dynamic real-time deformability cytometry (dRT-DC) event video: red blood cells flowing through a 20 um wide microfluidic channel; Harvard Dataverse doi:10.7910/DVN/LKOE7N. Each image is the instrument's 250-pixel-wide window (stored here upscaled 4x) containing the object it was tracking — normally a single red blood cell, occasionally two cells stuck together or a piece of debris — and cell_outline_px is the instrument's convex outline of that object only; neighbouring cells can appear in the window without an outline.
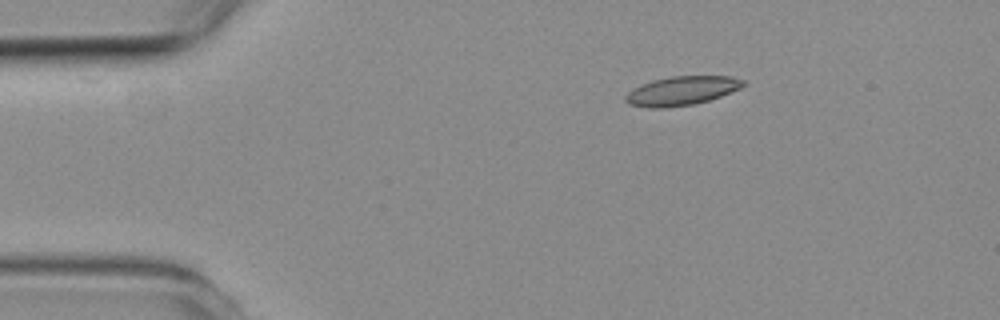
{"species": "common noctule bat (a hibernating species)", "species_latin": "Nyctalus noctula", "temperature_condition": "room temperature", "stored_images_in_passage": 7, "camera_frame_rate_fps": 3000, "um_per_image_px": 0.085, "animal": {"sex": "female", "body_mass_g": 19.3, "forearm_length_mm": 54.1}, "frame": {"image": 1, "passage_image": 1, "time_ms": 0.0, "image_size_px": [1000, 320], "cell_outline_px": [[748, 84], [740, 88], [720, 96], [708, 100], [692, 104], [664, 108], [648, 108], [628, 104], [624, 100], [624, 96], [632, 88], [640, 84], [652, 80], [672, 76], [732, 76], [744, 80]], "centroid_in_image_um": [57.91, 7.71], "position_along_channel_um": 27.1, "area_um2": 20.0}}
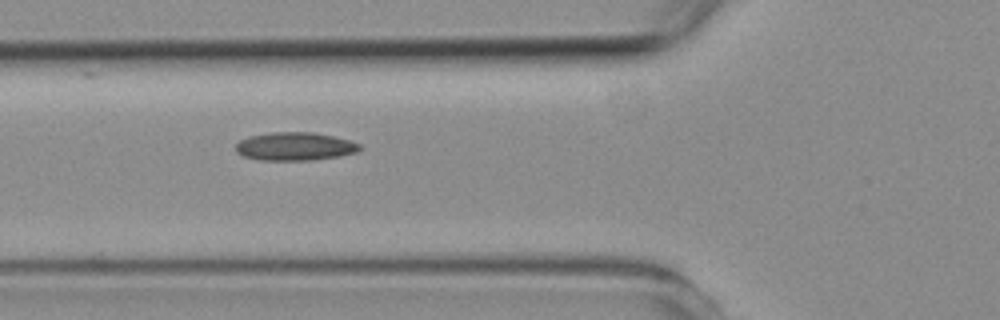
{"frame": {"image": 2, "passage_image": 4, "time_ms": 3.333, "image_size_px": [1000, 320], "cell_outline_px": [[360, 148], [356, 152], [340, 156], [312, 160], [260, 160], [244, 156], [236, 152], [236, 144], [240, 140], [248, 136], [272, 132], [312, 132], [332, 136], [348, 140], [360, 144]], "centroid_in_image_um": [25.04, 12.44], "position_along_channel_um": 100.8, "area_um2": 20.29}}
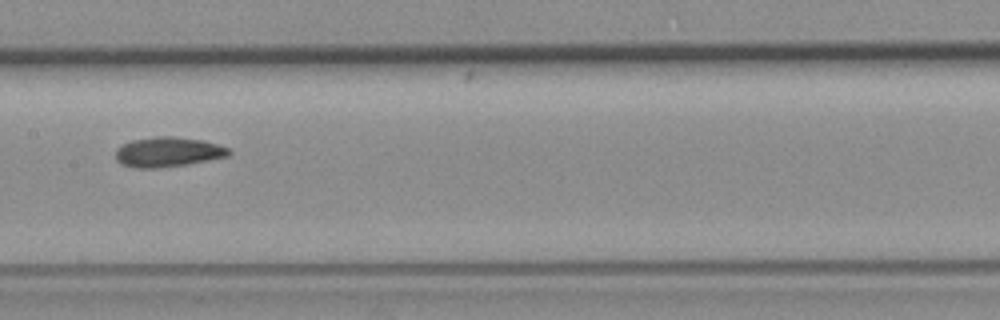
{"frame": {"image": 3, "passage_image": 6, "time_ms": 5.667, "image_size_px": [1000, 320], "cell_outline_px": [[232, 152], [228, 156], [188, 164], [156, 168], [132, 168], [120, 164], [116, 160], [116, 148], [132, 140], [156, 136], [172, 136], [204, 140], [228, 148]], "centroid_in_image_um": [14.25, 12.92], "position_along_channel_um": 193.1, "area_um2": 19.77}}